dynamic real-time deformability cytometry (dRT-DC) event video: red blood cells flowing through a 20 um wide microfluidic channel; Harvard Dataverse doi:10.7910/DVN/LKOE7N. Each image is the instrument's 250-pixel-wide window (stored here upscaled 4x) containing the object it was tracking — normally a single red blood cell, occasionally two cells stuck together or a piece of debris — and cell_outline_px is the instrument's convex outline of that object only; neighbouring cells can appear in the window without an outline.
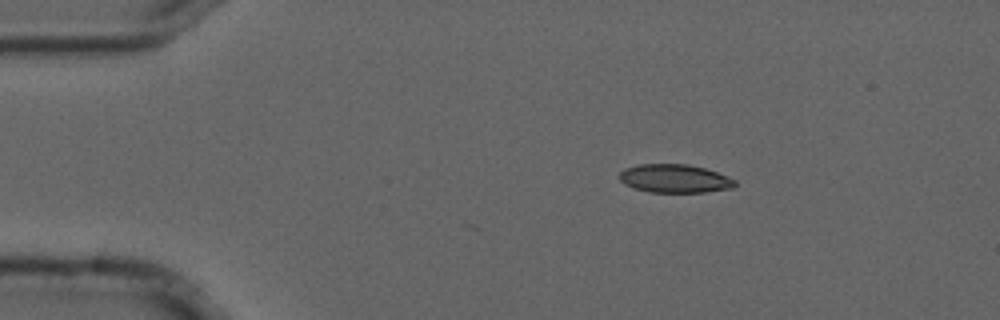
{"species": "common noctule bat (a hibernating species)", "species_latin": "Nyctalus noctula", "temperature_condition": "cold", "stored_images_in_passage": 2, "camera_frame_rate_fps": 3000, "um_per_image_px": 0.085, "animal": {"sex": "male", "forearm_length_mm": 52.5}, "frame": {"image": 1, "passage_image": 1, "time_ms": 0.0, "image_size_px": [1000, 320], "cell_outline_px": [[736, 184], [732, 188], [704, 192], [648, 192], [624, 184], [620, 180], [620, 172], [624, 168], [636, 164], [688, 164], [704, 168], [716, 172], [736, 180]], "centroid_in_image_um": [57.33, 15.17], "position_along_channel_um": 27.7, "area_um2": 19.07}}